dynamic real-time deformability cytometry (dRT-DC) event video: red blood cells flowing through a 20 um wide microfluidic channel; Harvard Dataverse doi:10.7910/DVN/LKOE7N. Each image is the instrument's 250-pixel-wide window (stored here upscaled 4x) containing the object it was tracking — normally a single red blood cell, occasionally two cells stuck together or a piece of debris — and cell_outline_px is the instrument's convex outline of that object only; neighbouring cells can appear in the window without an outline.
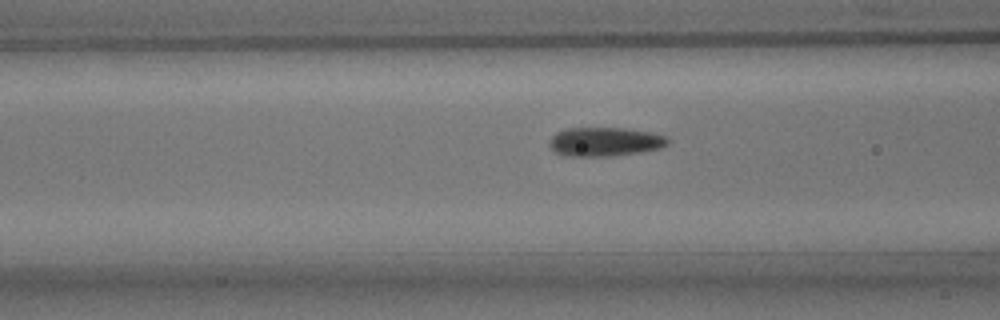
{"species": "common noctule bat (a hibernating species)", "species_latin": "Nyctalus noctula", "temperature_condition": "room temperature", "stored_images_in_passage": 34, "camera_frame_rate_fps": 3000, "um_per_image_px": 0.085, "animal": {"sex": "male", "body_mass_g": 15.6}, "frame": {"image": 1, "passage_image": 9, "time_ms": 2.667, "image_size_px": [1000, 320], "cell_outline_px": [[668, 144], [660, 148], [640, 152], [608, 156], [568, 156], [556, 152], [548, 144], [552, 136], [556, 132], [564, 128], [624, 128], [652, 132], [664, 136], [668, 140]], "centroid_in_image_um": [51.39, 12.04], "position_along_channel_um": 115.2, "area_um2": 19.88}}
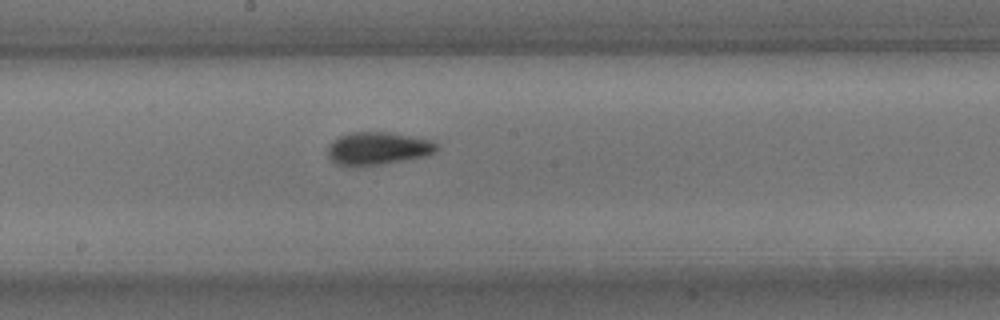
{"frame": {"image": 2, "passage_image": 17, "time_ms": 5.333, "image_size_px": [1000, 320], "cell_outline_px": [[440, 148], [436, 152], [424, 156], [404, 160], [380, 164], [336, 164], [328, 156], [328, 148], [340, 136], [348, 132], [388, 132], [412, 136], [432, 140]], "centroid_in_image_um": [32.18, 12.59], "position_along_channel_um": 216.0, "area_um2": 20.29}}
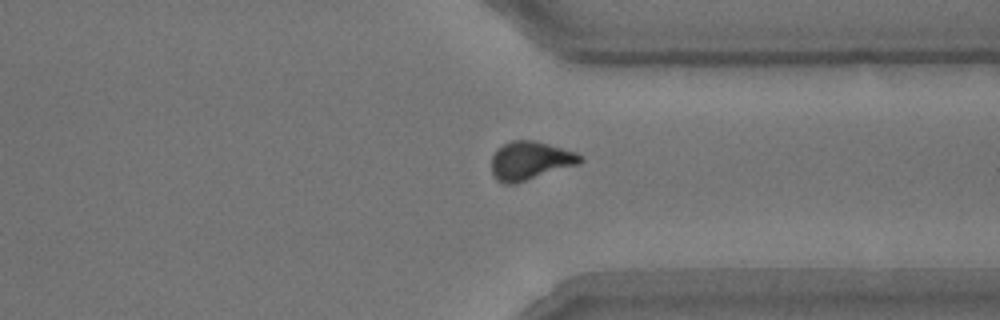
{"frame": {"image": 3, "passage_image": 29, "time_ms": 9.333, "image_size_px": [1000, 320], "cell_outline_px": [[584, 160], [580, 164], [516, 184], [504, 184], [496, 180], [492, 172], [492, 156], [496, 148], [512, 140], [532, 140], [548, 144], [576, 152], [584, 156]], "centroid_in_image_um": [45.08, 13.67], "position_along_channel_um": 366.3, "area_um2": 20.17}}